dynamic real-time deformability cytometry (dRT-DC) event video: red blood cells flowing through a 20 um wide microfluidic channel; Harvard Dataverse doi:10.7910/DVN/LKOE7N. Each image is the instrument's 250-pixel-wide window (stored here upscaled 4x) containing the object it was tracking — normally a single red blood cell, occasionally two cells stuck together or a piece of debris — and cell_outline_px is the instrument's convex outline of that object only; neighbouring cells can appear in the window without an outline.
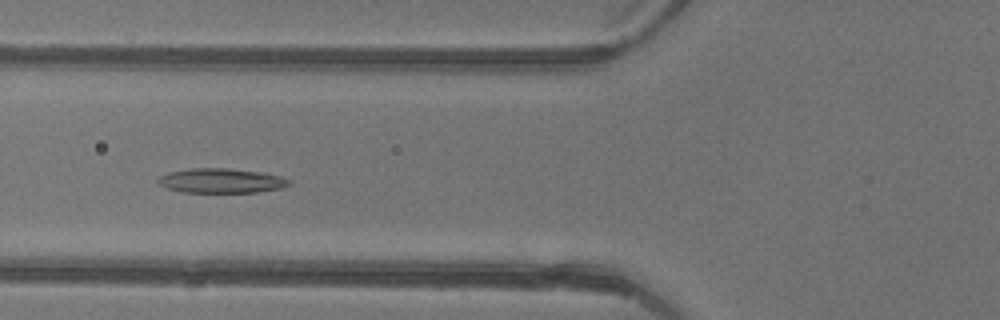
{"species": "common noctule bat (a hibernating species)", "species_latin": "Nyctalus noctula", "temperature_condition": "warm", "stored_images_in_passage": 42, "camera_frame_rate_fps": 3000, "um_per_image_px": 0.085, "animal": {"sex": "female"}, "frame": {"image": 1, "passage_image": 14, "time_ms": 4.333, "image_size_px": [1000, 320], "cell_outline_px": [[292, 184], [280, 188], [256, 192], [184, 192], [168, 188], [160, 184], [156, 180], [160, 176], [172, 172], [192, 168], [228, 168], [260, 172], [280, 176], [292, 180]], "centroid_in_image_um": [18.85, 15.36], "position_along_channel_um": 106.9, "area_um2": 18.55}}
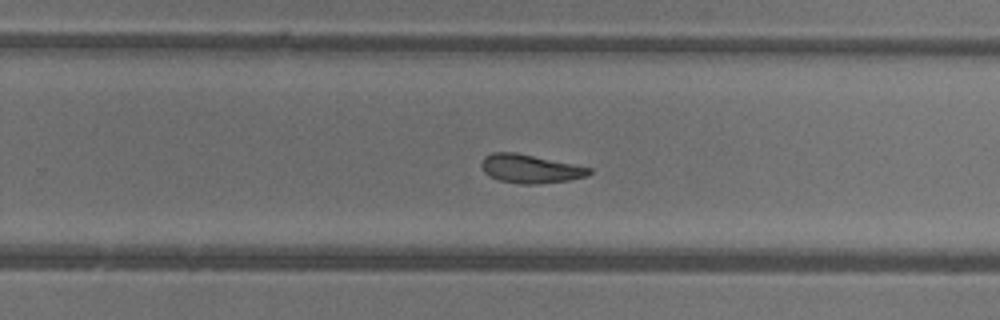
{"frame": {"image": 2, "passage_image": 26, "time_ms": 8.333, "image_size_px": [1000, 320], "cell_outline_px": [[592, 172], [588, 176], [568, 180], [540, 184], [520, 184], [500, 180], [488, 176], [484, 172], [480, 164], [484, 156], [492, 152], [516, 152], [592, 168]], "centroid_in_image_um": [45.05, 14.34], "position_along_channel_um": 284.8, "area_um2": 18.03}}
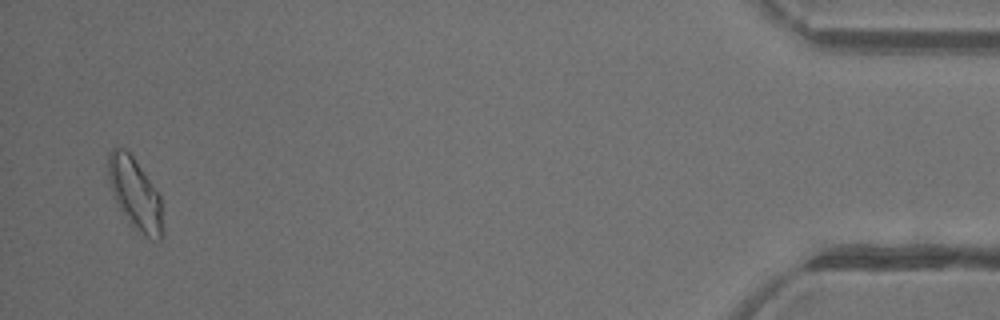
{"frame": {"image": 3, "passage_image": 41, "time_ms": 13.333, "image_size_px": [1000, 320], "cell_outline_px": [[164, 236], [160, 240], [144, 236], [128, 220], [112, 196], [108, 176], [108, 152], [112, 148], [124, 148], [132, 156], [156, 188], [160, 196]], "centroid_in_image_um": [11.49, 16.47], "position_along_channel_um": 423.7, "area_um2": 22.6}, "authors_computed_cell_mechanics": {"area_um2": 19.0451, "velocity_mm_per_s": 4.452, "shape_relaxation_time_tau1_ms": 4.4139, "shape_relaxation_time_tau2_ms": 3.3039, "deformation_change_tau1": 0.1478, "deformation_change_tau2": 0.1149}}